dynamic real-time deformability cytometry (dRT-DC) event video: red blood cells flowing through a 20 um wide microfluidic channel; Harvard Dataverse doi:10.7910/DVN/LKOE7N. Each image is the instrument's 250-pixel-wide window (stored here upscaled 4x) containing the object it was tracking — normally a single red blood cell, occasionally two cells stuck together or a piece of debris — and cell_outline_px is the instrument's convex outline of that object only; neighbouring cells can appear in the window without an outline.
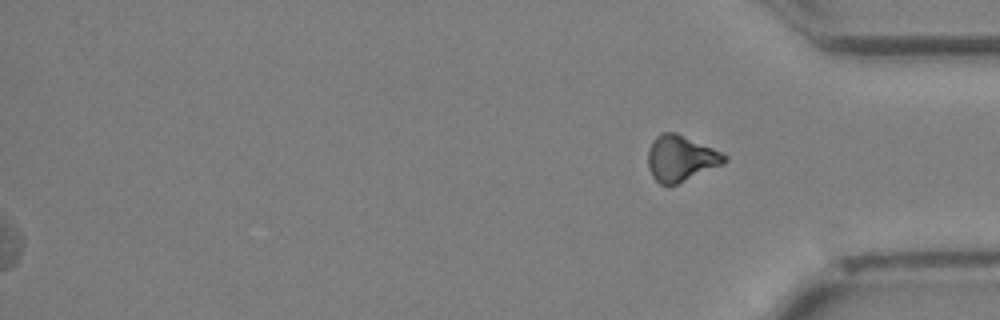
{"species": "Egyptian fruit bat (a non-hibernating species)", "species_latin": "Rousettus aegyptiacus", "temperature_condition": "cold", "stored_images_in_passage": 36, "segment_of_instrument_passage": [2, 2], "camera_frame_rate_fps": 3000, "um_per_image_px": 0.085, "animal": {"sex": "female"}, "frame": {"image": 1, "passage_image": 36, "time_ms": 11.667, "image_size_px": [1000, 320], "cell_outline_px": [[728, 160], [724, 164], [676, 184], [660, 184], [652, 176], [648, 168], [648, 152], [652, 140], [656, 136], [664, 132], [676, 132], [724, 152], [728, 156]], "centroid_in_image_um": [57.9, 13.44], "position_along_channel_um": 377.3, "area_um2": 20.58}}